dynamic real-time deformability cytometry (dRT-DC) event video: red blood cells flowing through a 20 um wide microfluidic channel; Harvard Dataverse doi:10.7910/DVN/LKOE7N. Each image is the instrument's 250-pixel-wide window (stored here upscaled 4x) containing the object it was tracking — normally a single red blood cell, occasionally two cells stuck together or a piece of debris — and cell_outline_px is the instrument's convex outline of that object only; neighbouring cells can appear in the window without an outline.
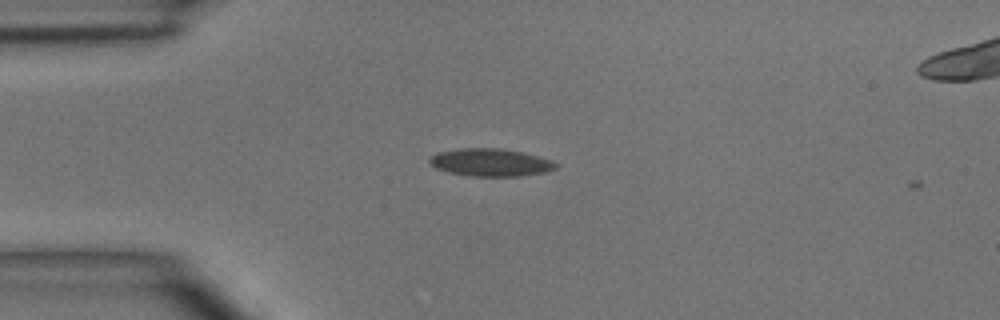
{"species": "common noctule bat (a hibernating species)", "species_latin": "Nyctalus noctula", "temperature_condition": "room temperature", "stored_images_in_passage": 3, "camera_frame_rate_fps": 3000, "um_per_image_px": 0.085, "animal": {"sex": "male", "body_mass_g": 15.6}, "frame": {"image": 1, "passage_image": 2, "time_ms": 2.0, "image_size_px": [1000, 320], "cell_outline_px": [[560, 164], [556, 168], [544, 172], [520, 176], [472, 176], [448, 172], [436, 168], [428, 164], [428, 160], [436, 152], [460, 148], [500, 148], [520, 152], [552, 160]], "centroid_in_image_um": [41.66, 13.8], "position_along_channel_um": 43.3, "area_um2": 20.35}}